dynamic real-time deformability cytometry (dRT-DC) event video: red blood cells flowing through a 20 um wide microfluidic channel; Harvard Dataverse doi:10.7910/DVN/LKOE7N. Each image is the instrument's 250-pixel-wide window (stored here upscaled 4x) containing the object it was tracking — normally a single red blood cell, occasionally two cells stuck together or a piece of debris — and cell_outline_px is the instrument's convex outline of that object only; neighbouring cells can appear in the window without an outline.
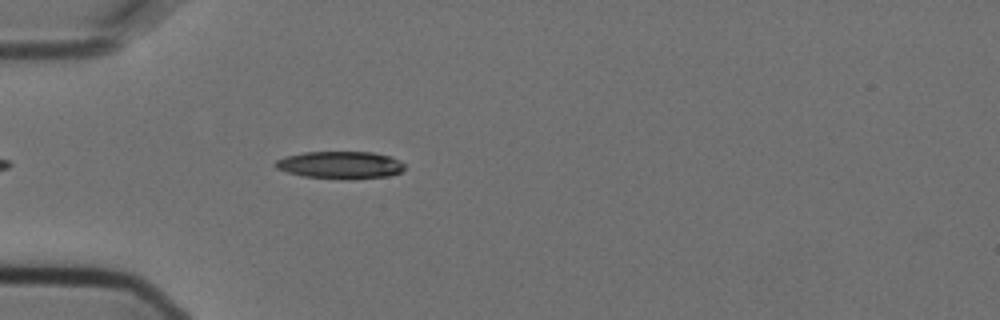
{"species": "Egyptian fruit bat (a non-hibernating species)", "species_latin": "Rousettus aegyptiacus", "temperature_condition": "cold", "stored_images_in_passage": 1, "camera_frame_rate_fps": 3000, "um_per_image_px": 0.085, "animal": {"sex": "female"}, "frame": {"image": 1, "passage_image": 1, "time_ms": 0.0, "image_size_px": [1000, 320], "cell_outline_px": [[404, 168], [400, 172], [388, 176], [352, 180], [304, 176], [288, 172], [276, 168], [272, 164], [276, 160], [284, 156], [304, 152], [372, 152], [392, 156], [400, 160], [404, 164]], "centroid_in_image_um": [28.93, 14.02], "position_along_channel_um": 56.1, "area_um2": 20.87}}